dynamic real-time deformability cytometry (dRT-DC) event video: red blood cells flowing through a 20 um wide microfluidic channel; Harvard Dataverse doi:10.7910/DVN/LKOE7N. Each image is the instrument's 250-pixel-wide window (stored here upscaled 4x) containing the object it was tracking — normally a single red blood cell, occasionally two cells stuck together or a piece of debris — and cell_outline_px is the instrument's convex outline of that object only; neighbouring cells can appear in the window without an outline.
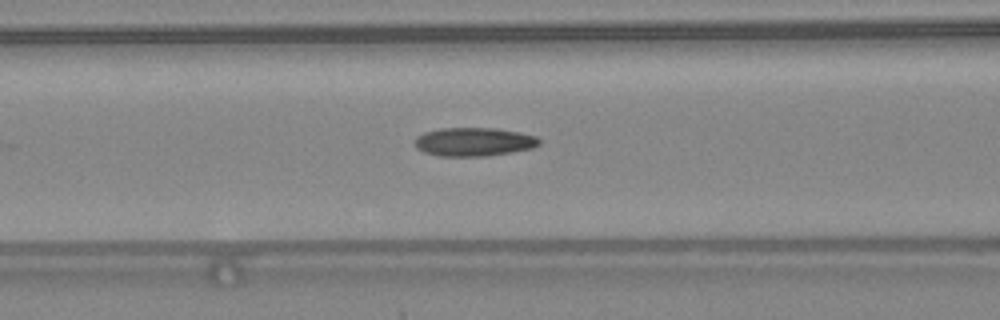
{"species": "common noctule bat (a hibernating species)", "species_latin": "Nyctalus noctula", "temperature_condition": "warm", "stored_images_in_passage": 47, "camera_frame_rate_fps": 3000, "um_per_image_px": 0.085, "animal": {"sex": "female", "body_mass_g": 24.6, "forearm_length_mm": 56.2}, "frame": {"image": 1, "passage_image": 20, "time_ms": 6.333, "image_size_px": [1000, 320], "cell_outline_px": [[540, 144], [532, 148], [512, 152], [488, 156], [440, 156], [424, 152], [416, 148], [416, 136], [424, 132], [440, 128], [496, 128], [520, 132], [536, 136], [540, 140]], "centroid_in_image_um": [40.29, 12.05], "position_along_channel_um": 126.3, "area_um2": 20.81}}
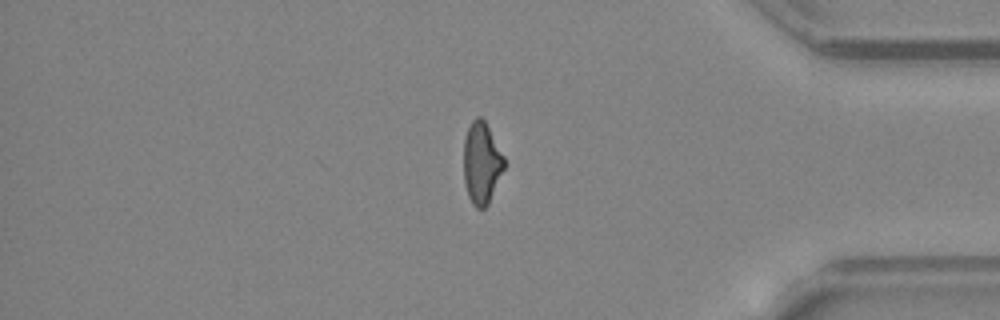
{"frame": {"image": 2, "passage_image": 40, "time_ms": 13.0, "image_size_px": [1000, 320], "cell_outline_px": [[504, 168], [488, 204], [484, 208], [476, 208], [472, 204], [468, 196], [464, 184], [464, 140], [468, 128], [472, 120], [476, 116], [480, 116], [484, 120], [504, 156]], "centroid_in_image_um": [40.92, 13.86], "position_along_channel_um": 394.3, "area_um2": 19.13}, "authors_computed_cell_mechanics": {"area_um2": 19.8254, "velocity_mm_per_s": 4.4103, "shape_relaxation_time_tau1_ms": null, "shape_relaxation_time_tau2_ms": 2.559, "deformation_change_tau1": null, "deformation_change_tau2": 0.1118}}